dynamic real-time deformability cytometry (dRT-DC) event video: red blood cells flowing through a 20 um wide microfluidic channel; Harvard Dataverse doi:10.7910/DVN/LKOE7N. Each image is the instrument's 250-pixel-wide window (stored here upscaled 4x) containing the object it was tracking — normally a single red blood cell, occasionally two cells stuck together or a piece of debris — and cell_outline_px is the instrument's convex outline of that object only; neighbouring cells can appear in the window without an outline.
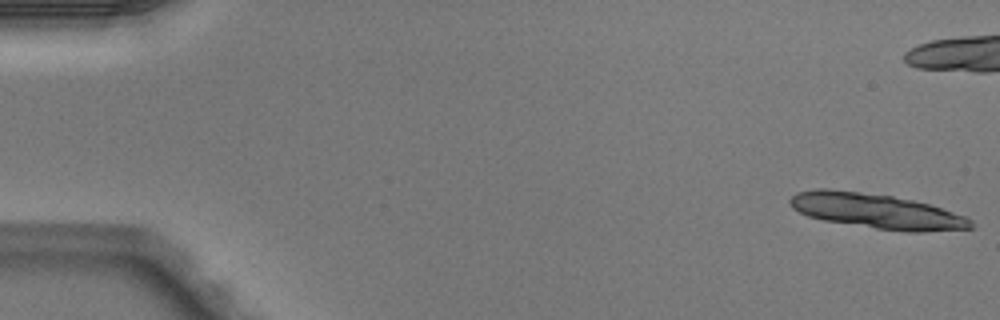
{"species": "Egyptian fruit bat (a non-hibernating species)", "species_latin": "Rousettus aegyptiacus", "temperature_condition": "warm", "stored_images_in_passage": 14, "camera_frame_rate_fps": 3000, "um_per_image_px": 0.085, "animal": {"sex": "male"}, "frame": {"image": 1, "passage_image": 1, "time_ms": 0.0, "image_size_px": [1000, 320], "cell_outline_px": [[972, 228], [920, 232], [908, 232], [876, 228], [824, 220], [808, 216], [792, 208], [788, 200], [796, 192], [816, 188], [828, 188], [892, 196], [912, 200], [928, 204], [968, 216], [972, 220]], "centroid_in_image_um": [74.49, 17.93], "position_along_channel_um": 10.5, "area_um2": 36.65}}